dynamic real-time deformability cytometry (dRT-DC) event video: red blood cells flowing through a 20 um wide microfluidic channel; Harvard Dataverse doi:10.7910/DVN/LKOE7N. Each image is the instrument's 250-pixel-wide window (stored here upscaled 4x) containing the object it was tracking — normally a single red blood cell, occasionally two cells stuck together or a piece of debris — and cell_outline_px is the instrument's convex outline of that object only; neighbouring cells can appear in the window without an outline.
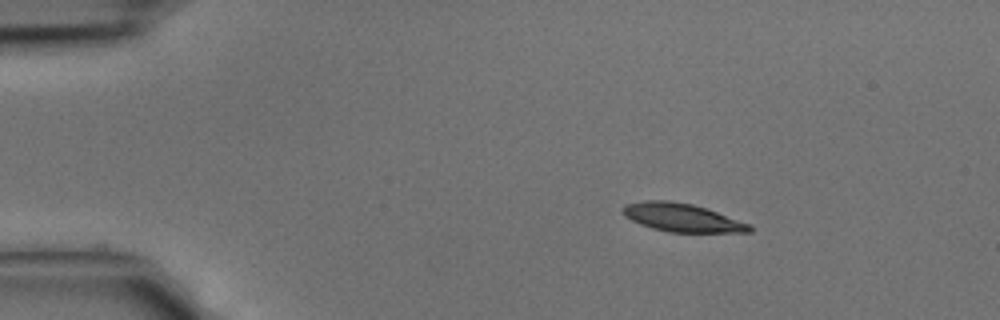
{"species": "common noctule bat (a hibernating species)", "species_latin": "Nyctalus noctula", "temperature_condition": "cold", "stored_images_in_passage": 37, "camera_frame_rate_fps": 3000, "um_per_image_px": 0.085, "animal": {"sex": "male", "body_mass_g": 15.6}, "frame": {"image": 1, "passage_image": 1, "time_ms": 0.0, "image_size_px": [1000, 320], "cell_outline_px": [[752, 232], [668, 232], [652, 228], [640, 224], [624, 216], [620, 208], [624, 204], [644, 200], [668, 200], [692, 204], [708, 208], [752, 224]], "centroid_in_image_um": [57.97, 18.48], "position_along_channel_um": 27.0, "area_um2": 21.21}}
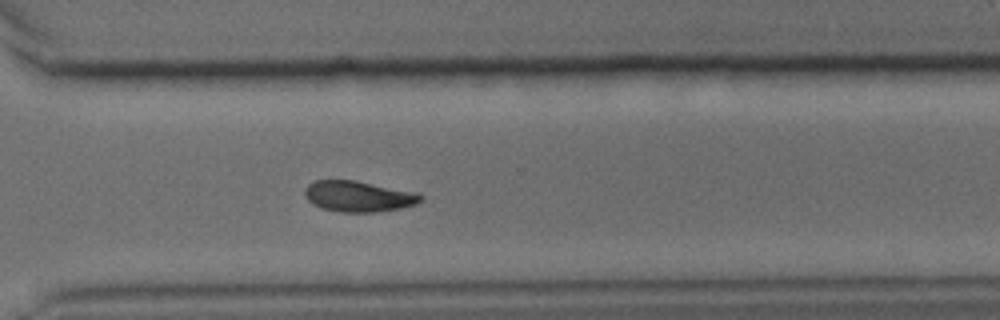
{"frame": {"image": 2, "passage_image": 25, "time_ms": 8.0, "image_size_px": [1000, 320], "cell_outline_px": [[424, 196], [416, 204], [400, 208], [376, 212], [340, 212], [320, 208], [312, 204], [308, 200], [304, 192], [304, 188], [312, 180], [356, 180], [420, 192]], "centroid_in_image_um": [30.47, 16.67], "position_along_channel_um": 340.1, "area_um2": 21.21}}
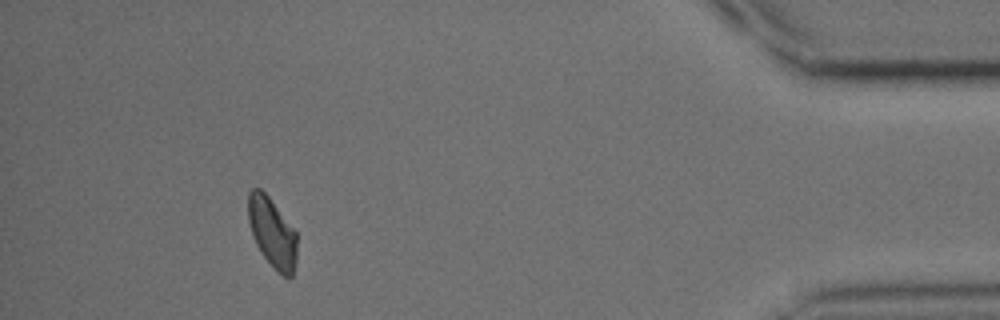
{"frame": {"image": 3, "passage_image": 33, "time_ms": 10.667, "image_size_px": [1000, 320], "cell_outline_px": [[296, 260], [292, 276], [284, 276], [260, 252], [252, 236], [248, 220], [248, 192], [252, 188], [260, 188], [268, 196], [296, 232]], "centroid_in_image_um": [23.11, 19.73], "position_along_channel_um": 412.1, "area_um2": 19.42}}